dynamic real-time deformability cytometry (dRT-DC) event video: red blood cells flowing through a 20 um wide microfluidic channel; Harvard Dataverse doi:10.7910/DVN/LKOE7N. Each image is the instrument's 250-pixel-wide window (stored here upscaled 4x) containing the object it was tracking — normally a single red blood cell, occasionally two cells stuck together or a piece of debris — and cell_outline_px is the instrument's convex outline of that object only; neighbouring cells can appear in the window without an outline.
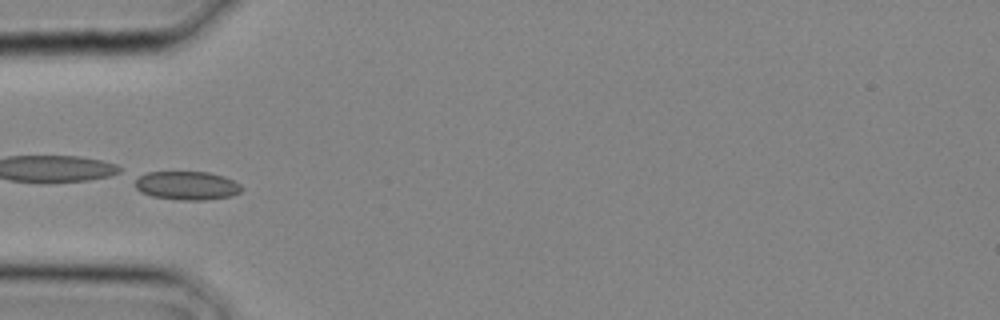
{"species": "common noctule bat (a hibernating species)", "species_latin": "Nyctalus noctula", "temperature_condition": "cold", "stored_images_in_passage": 22, "camera_frame_rate_fps": 3000, "um_per_image_px": 0.085, "animal": {"sex": "male", "body_mass_g": 20.4}, "frame": {"image": 1, "passage_image": 10, "time_ms": 3.0, "image_size_px": [1000, 320], "cell_outline_px": [[244, 188], [240, 192], [232, 196], [204, 200], [180, 200], [152, 196], [140, 192], [136, 188], [136, 180], [140, 176], [148, 172], [208, 172], [224, 176], [240, 184]], "centroid_in_image_um": [15.92, 15.78], "position_along_channel_um": 69.1, "area_um2": 17.74}}